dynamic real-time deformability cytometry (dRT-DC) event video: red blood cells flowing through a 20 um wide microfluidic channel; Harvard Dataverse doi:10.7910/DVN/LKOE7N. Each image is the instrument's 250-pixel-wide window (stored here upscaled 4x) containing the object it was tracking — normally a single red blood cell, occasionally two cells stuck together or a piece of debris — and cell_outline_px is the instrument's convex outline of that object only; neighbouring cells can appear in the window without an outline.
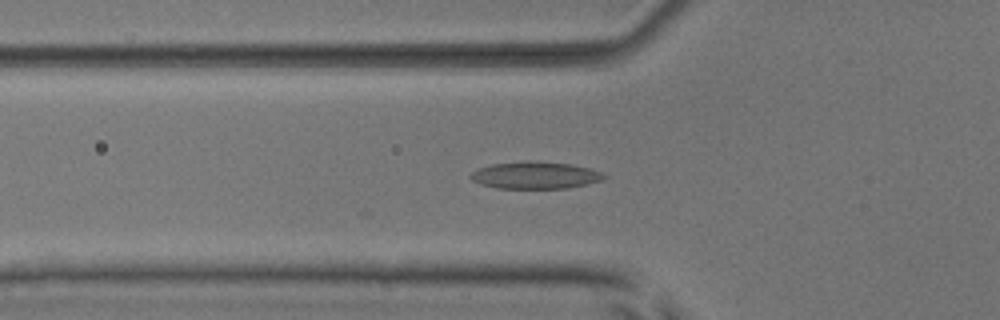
{"species": "common noctule bat (a hibernating species)", "species_latin": "Nyctalus noctula", "temperature_condition": "room temperature", "stored_images_in_passage": 35, "camera_frame_rate_fps": 3000, "um_per_image_px": 0.085, "animal": {"sex": "male", "body_mass_g": 17.9, "forearm_length_mm": 54.2}, "frame": {"image": 1, "passage_image": 10, "time_ms": 3.0, "image_size_px": [1000, 320], "cell_outline_px": [[608, 176], [604, 180], [568, 188], [500, 188], [480, 184], [472, 180], [468, 176], [472, 172], [480, 168], [492, 164], [528, 160], [536, 160], [572, 164], [592, 168]], "centroid_in_image_um": [45.53, 14.88], "position_along_channel_um": 80.3, "area_um2": 21.27}}
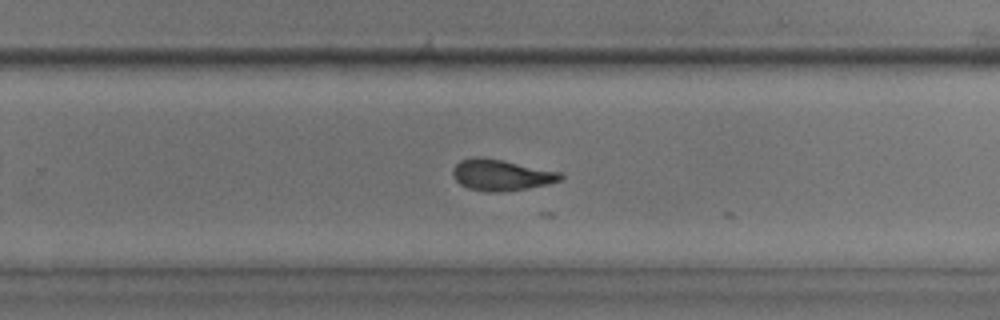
{"frame": {"image": 2, "passage_image": 26, "time_ms": 8.333, "image_size_px": [1000, 320], "cell_outline_px": [[564, 176], [560, 180], [548, 184], [528, 188], [500, 192], [492, 192], [468, 188], [460, 184], [452, 176], [452, 168], [460, 160], [476, 156], [480, 156], [560, 172]], "centroid_in_image_um": [42.56, 14.87], "position_along_channel_um": 287.2, "area_um2": 19.36}}
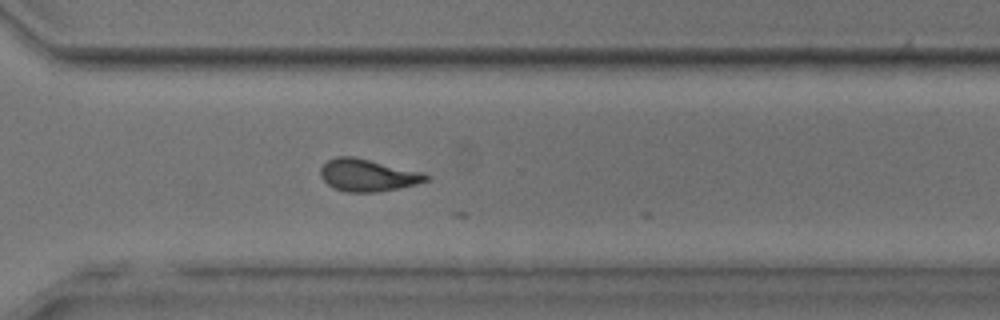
{"frame": {"image": 3, "passage_image": 30, "time_ms": 9.667, "image_size_px": [1000, 320], "cell_outline_px": [[428, 180], [416, 184], [376, 192], [344, 192], [332, 188], [320, 176], [320, 168], [328, 160], [336, 156], [352, 156], [424, 172], [428, 176]], "centroid_in_image_um": [31.22, 14.89], "position_along_channel_um": 339.4, "area_um2": 19.77}, "authors_computed_cell_mechanics": {"area_um2": 19.8254, "velocity_mm_per_s": 3.8886, "shape_relaxation_time_tau1_ms": 5.5354, "shape_relaxation_time_tau2_ms": 1.6712, "deformation_change_tau1": 0.188, "deformation_change_tau2": 0.088}}